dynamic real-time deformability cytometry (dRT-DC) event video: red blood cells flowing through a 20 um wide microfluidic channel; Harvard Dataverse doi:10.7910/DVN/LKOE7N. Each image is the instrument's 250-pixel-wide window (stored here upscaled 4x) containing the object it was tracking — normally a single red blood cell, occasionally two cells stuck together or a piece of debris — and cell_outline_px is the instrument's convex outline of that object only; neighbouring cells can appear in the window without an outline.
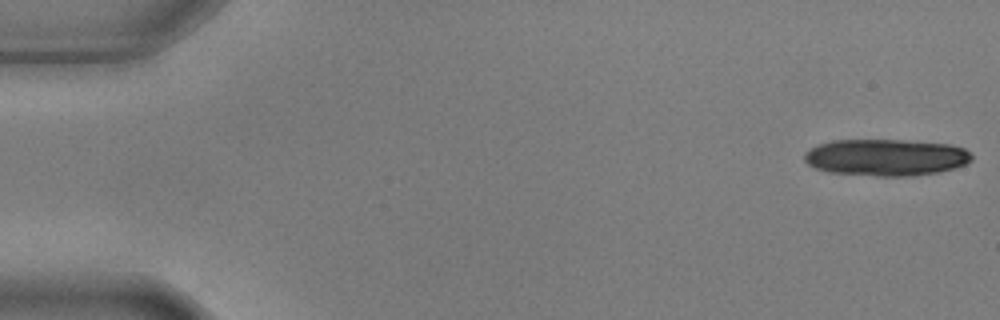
{"species": "common noctule bat (a hibernating species)", "species_latin": "Nyctalus noctula", "temperature_condition": "warm", "stored_images_in_passage": 5, "camera_frame_rate_fps": 3000, "um_per_image_px": 0.085, "animal": {"sex": "male", "body_mass_g": 17.9, "forearm_length_mm": 54.2}, "frame": {"image": 1, "passage_image": 1, "time_ms": 0.0, "image_size_px": [1000, 320], "cell_outline_px": [[972, 160], [968, 164], [940, 172], [916, 176], [876, 176], [828, 172], [816, 168], [808, 164], [804, 160], [804, 152], [816, 144], [832, 140], [900, 140], [948, 144], [964, 148], [972, 156]], "centroid_in_image_um": [75.29, 13.38], "position_along_channel_um": 9.7, "area_um2": 36.13}}